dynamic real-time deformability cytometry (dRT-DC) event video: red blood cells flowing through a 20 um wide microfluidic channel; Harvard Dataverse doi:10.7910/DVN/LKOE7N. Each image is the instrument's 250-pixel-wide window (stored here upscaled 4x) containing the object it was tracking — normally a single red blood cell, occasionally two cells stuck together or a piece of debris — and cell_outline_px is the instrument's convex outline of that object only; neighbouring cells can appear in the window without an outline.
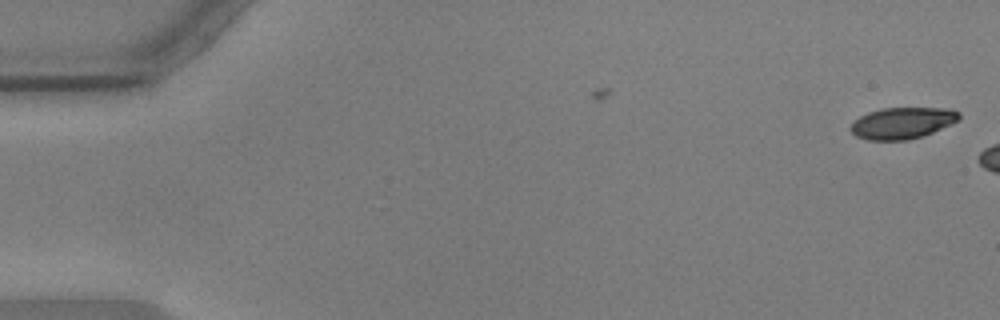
{"species": "common noctule bat (a hibernating species)", "species_latin": "Nyctalus noctula", "temperature_condition": "warm", "stored_images_in_passage": 6, "camera_frame_rate_fps": 3000, "um_per_image_px": 0.085, "animal": {"sex": "male", "body_mass_g": 17.9, "forearm_length_mm": 54.2}, "frame": {"image": 1, "passage_image": 1, "time_ms": 0.0, "image_size_px": [1000, 320], "cell_outline_px": [[960, 120], [952, 124], [932, 132], [908, 140], [868, 140], [856, 136], [848, 128], [852, 120], [868, 112], [884, 108], [952, 108], [960, 112]], "centroid_in_image_um": [76.69, 10.45], "position_along_channel_um": 8.3, "area_um2": 20.06}}